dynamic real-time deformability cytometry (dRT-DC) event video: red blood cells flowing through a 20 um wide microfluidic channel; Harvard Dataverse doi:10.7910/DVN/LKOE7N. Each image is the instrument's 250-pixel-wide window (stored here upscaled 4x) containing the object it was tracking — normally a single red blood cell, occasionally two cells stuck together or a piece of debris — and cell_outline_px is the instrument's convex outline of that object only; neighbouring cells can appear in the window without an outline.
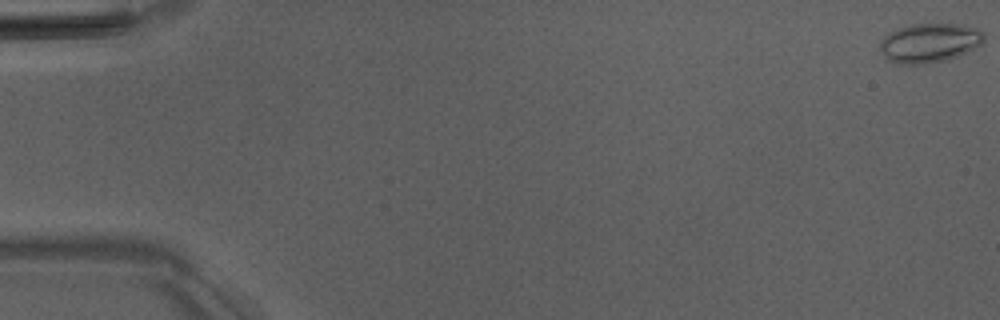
{"species": "Egyptian fruit bat (a non-hibernating species)", "species_latin": "Rousettus aegyptiacus", "temperature_condition": "room temperature", "stored_images_in_passage": 53, "camera_frame_rate_fps": 3000, "um_per_image_px": 0.085, "animal": {"sex": "male"}, "frame": {"image": 1, "passage_image": 1, "time_ms": 0.0, "image_size_px": [1000, 320], "cell_outline_px": [[984, 40], [980, 44], [956, 56], [944, 60], [916, 64], [900, 64], [888, 60], [884, 56], [880, 48], [880, 40], [888, 32], [912, 24], [964, 24], [976, 28], [984, 32]], "centroid_in_image_um": [78.98, 3.62], "position_along_channel_um": 6.0, "area_um2": 23.47}}
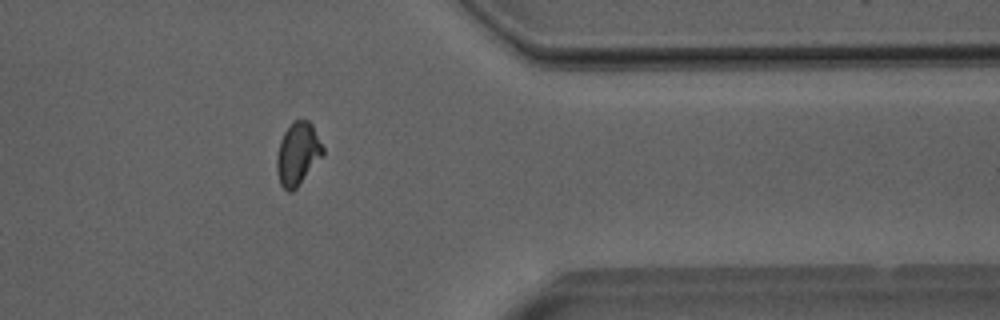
{"frame": {"image": 2, "passage_image": 43, "time_ms": 14.0, "image_size_px": [1000, 320], "cell_outline_px": [[324, 156], [296, 188], [292, 192], [288, 192], [280, 184], [276, 168], [276, 156], [280, 140], [284, 132], [296, 120], [308, 120], [312, 124], [324, 148]], "centroid_in_image_um": [25.32, 13.09], "position_along_channel_um": 386.1, "area_um2": 16.94}}
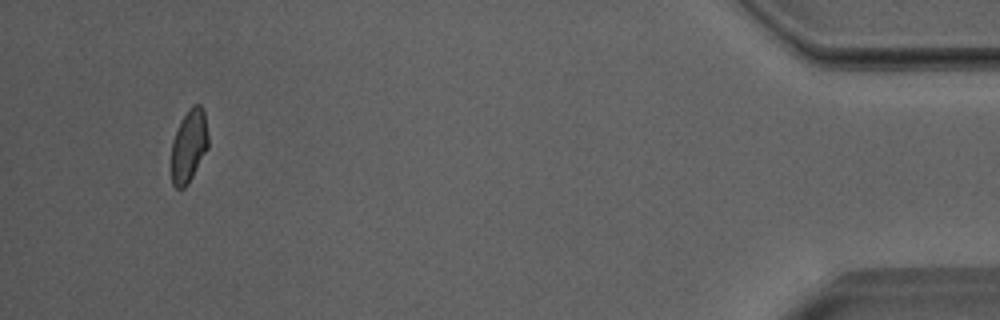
{"frame": {"image": 3, "passage_image": 50, "time_ms": 16.333, "image_size_px": [1000, 320], "cell_outline_px": [[208, 148], [188, 184], [184, 188], [176, 188], [172, 184], [172, 140], [180, 120], [188, 108], [192, 104], [200, 104], [204, 108], [208, 136]], "centroid_in_image_um": [16.06, 12.35], "position_along_channel_um": 419.1, "area_um2": 15.84}, "authors_computed_cell_mechanics": {"area_um2": 16.9932, "velocity_mm_per_s": 4.0073, "shape_relaxation_time_tau1_ms": 9.9684, "shape_relaxation_time_tau2_ms": 1.3908, "deformation_change_tau1": 0.1644, "deformation_change_tau2": 0.057}}